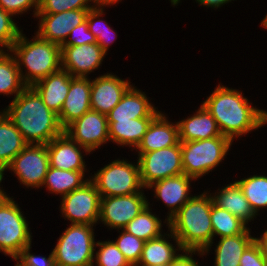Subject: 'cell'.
Masks as SVG:
<instances>
[{
    "instance_id": "47",
    "label": "cell",
    "mask_w": 267,
    "mask_h": 266,
    "mask_svg": "<svg viewBox=\"0 0 267 266\" xmlns=\"http://www.w3.org/2000/svg\"><path fill=\"white\" fill-rule=\"evenodd\" d=\"M260 23H261L260 26H262L264 29L267 30V14H266V16L263 18V20H261Z\"/></svg>"
},
{
    "instance_id": "26",
    "label": "cell",
    "mask_w": 267,
    "mask_h": 266,
    "mask_svg": "<svg viewBox=\"0 0 267 266\" xmlns=\"http://www.w3.org/2000/svg\"><path fill=\"white\" fill-rule=\"evenodd\" d=\"M27 145L12 121L0 111V186L6 168Z\"/></svg>"
},
{
    "instance_id": "8",
    "label": "cell",
    "mask_w": 267,
    "mask_h": 266,
    "mask_svg": "<svg viewBox=\"0 0 267 266\" xmlns=\"http://www.w3.org/2000/svg\"><path fill=\"white\" fill-rule=\"evenodd\" d=\"M90 180L101 197L124 196L144 191L138 160L135 164L127 159H116L97 170Z\"/></svg>"
},
{
    "instance_id": "12",
    "label": "cell",
    "mask_w": 267,
    "mask_h": 266,
    "mask_svg": "<svg viewBox=\"0 0 267 266\" xmlns=\"http://www.w3.org/2000/svg\"><path fill=\"white\" fill-rule=\"evenodd\" d=\"M149 200L144 191L124 196L101 197L98 222L110 230L124 229L145 207Z\"/></svg>"
},
{
    "instance_id": "14",
    "label": "cell",
    "mask_w": 267,
    "mask_h": 266,
    "mask_svg": "<svg viewBox=\"0 0 267 266\" xmlns=\"http://www.w3.org/2000/svg\"><path fill=\"white\" fill-rule=\"evenodd\" d=\"M106 53L97 43L81 46H61V69L73 77L88 78L102 66Z\"/></svg>"
},
{
    "instance_id": "34",
    "label": "cell",
    "mask_w": 267,
    "mask_h": 266,
    "mask_svg": "<svg viewBox=\"0 0 267 266\" xmlns=\"http://www.w3.org/2000/svg\"><path fill=\"white\" fill-rule=\"evenodd\" d=\"M211 223L215 236L229 237L243 233L248 227L236 216L214 204L212 199Z\"/></svg>"
},
{
    "instance_id": "22",
    "label": "cell",
    "mask_w": 267,
    "mask_h": 266,
    "mask_svg": "<svg viewBox=\"0 0 267 266\" xmlns=\"http://www.w3.org/2000/svg\"><path fill=\"white\" fill-rule=\"evenodd\" d=\"M71 74L63 69L35 82L31 87L42 98L43 103L57 115L70 89Z\"/></svg>"
},
{
    "instance_id": "11",
    "label": "cell",
    "mask_w": 267,
    "mask_h": 266,
    "mask_svg": "<svg viewBox=\"0 0 267 266\" xmlns=\"http://www.w3.org/2000/svg\"><path fill=\"white\" fill-rule=\"evenodd\" d=\"M50 167L46 144H28L6 168L26 188H42Z\"/></svg>"
},
{
    "instance_id": "9",
    "label": "cell",
    "mask_w": 267,
    "mask_h": 266,
    "mask_svg": "<svg viewBox=\"0 0 267 266\" xmlns=\"http://www.w3.org/2000/svg\"><path fill=\"white\" fill-rule=\"evenodd\" d=\"M137 160L141 181L146 189L154 182L184 173L181 142L167 148L138 153Z\"/></svg>"
},
{
    "instance_id": "33",
    "label": "cell",
    "mask_w": 267,
    "mask_h": 266,
    "mask_svg": "<svg viewBox=\"0 0 267 266\" xmlns=\"http://www.w3.org/2000/svg\"><path fill=\"white\" fill-rule=\"evenodd\" d=\"M244 196L249 201L250 207L257 216L260 209H267V176L251 175L247 178L236 180Z\"/></svg>"
},
{
    "instance_id": "7",
    "label": "cell",
    "mask_w": 267,
    "mask_h": 266,
    "mask_svg": "<svg viewBox=\"0 0 267 266\" xmlns=\"http://www.w3.org/2000/svg\"><path fill=\"white\" fill-rule=\"evenodd\" d=\"M54 247L56 266H92L95 253L94 225L69 224Z\"/></svg>"
},
{
    "instance_id": "20",
    "label": "cell",
    "mask_w": 267,
    "mask_h": 266,
    "mask_svg": "<svg viewBox=\"0 0 267 266\" xmlns=\"http://www.w3.org/2000/svg\"><path fill=\"white\" fill-rule=\"evenodd\" d=\"M91 78L71 77L70 89L58 115L63 129L91 110Z\"/></svg>"
},
{
    "instance_id": "29",
    "label": "cell",
    "mask_w": 267,
    "mask_h": 266,
    "mask_svg": "<svg viewBox=\"0 0 267 266\" xmlns=\"http://www.w3.org/2000/svg\"><path fill=\"white\" fill-rule=\"evenodd\" d=\"M85 172L90 171H66L49 167L42 187L47 188L49 193L62 197L75 189L81 188L90 180V177H85Z\"/></svg>"
},
{
    "instance_id": "3",
    "label": "cell",
    "mask_w": 267,
    "mask_h": 266,
    "mask_svg": "<svg viewBox=\"0 0 267 266\" xmlns=\"http://www.w3.org/2000/svg\"><path fill=\"white\" fill-rule=\"evenodd\" d=\"M209 192V193H208ZM212 196L210 191L192 196L168 221V229L184 250L210 253L214 243L211 223Z\"/></svg>"
},
{
    "instance_id": "24",
    "label": "cell",
    "mask_w": 267,
    "mask_h": 266,
    "mask_svg": "<svg viewBox=\"0 0 267 266\" xmlns=\"http://www.w3.org/2000/svg\"><path fill=\"white\" fill-rule=\"evenodd\" d=\"M191 116L177 121L180 142L204 140L221 136L216 120L201 104Z\"/></svg>"
},
{
    "instance_id": "44",
    "label": "cell",
    "mask_w": 267,
    "mask_h": 266,
    "mask_svg": "<svg viewBox=\"0 0 267 266\" xmlns=\"http://www.w3.org/2000/svg\"><path fill=\"white\" fill-rule=\"evenodd\" d=\"M196 3H198V5L203 6V7H207V9L213 8V9H218L221 6L225 5V4H229V2L231 1H235V0H195Z\"/></svg>"
},
{
    "instance_id": "48",
    "label": "cell",
    "mask_w": 267,
    "mask_h": 266,
    "mask_svg": "<svg viewBox=\"0 0 267 266\" xmlns=\"http://www.w3.org/2000/svg\"><path fill=\"white\" fill-rule=\"evenodd\" d=\"M170 2H171V6H178L179 5V3H180V0H169Z\"/></svg>"
},
{
    "instance_id": "23",
    "label": "cell",
    "mask_w": 267,
    "mask_h": 266,
    "mask_svg": "<svg viewBox=\"0 0 267 266\" xmlns=\"http://www.w3.org/2000/svg\"><path fill=\"white\" fill-rule=\"evenodd\" d=\"M168 231L158 238L145 242L141 258L136 266H168L180 254L179 251L184 250L175 235L169 229ZM171 239L174 244L170 242Z\"/></svg>"
},
{
    "instance_id": "19",
    "label": "cell",
    "mask_w": 267,
    "mask_h": 266,
    "mask_svg": "<svg viewBox=\"0 0 267 266\" xmlns=\"http://www.w3.org/2000/svg\"><path fill=\"white\" fill-rule=\"evenodd\" d=\"M161 111L155 107L146 93L132 85L120 102L106 115L108 122L137 118H155Z\"/></svg>"
},
{
    "instance_id": "42",
    "label": "cell",
    "mask_w": 267,
    "mask_h": 266,
    "mask_svg": "<svg viewBox=\"0 0 267 266\" xmlns=\"http://www.w3.org/2000/svg\"><path fill=\"white\" fill-rule=\"evenodd\" d=\"M239 266H267L263 260L261 250L255 240L242 254Z\"/></svg>"
},
{
    "instance_id": "45",
    "label": "cell",
    "mask_w": 267,
    "mask_h": 266,
    "mask_svg": "<svg viewBox=\"0 0 267 266\" xmlns=\"http://www.w3.org/2000/svg\"><path fill=\"white\" fill-rule=\"evenodd\" d=\"M254 240L256 241L261 250L263 260L267 264V229L264 233L261 234L260 237H254Z\"/></svg>"
},
{
    "instance_id": "13",
    "label": "cell",
    "mask_w": 267,
    "mask_h": 266,
    "mask_svg": "<svg viewBox=\"0 0 267 266\" xmlns=\"http://www.w3.org/2000/svg\"><path fill=\"white\" fill-rule=\"evenodd\" d=\"M107 116L89 110L69 124L64 132L90 153L110 142Z\"/></svg>"
},
{
    "instance_id": "5",
    "label": "cell",
    "mask_w": 267,
    "mask_h": 266,
    "mask_svg": "<svg viewBox=\"0 0 267 266\" xmlns=\"http://www.w3.org/2000/svg\"><path fill=\"white\" fill-rule=\"evenodd\" d=\"M233 142L221 135L204 140L181 142L184 174L199 180L208 175L228 155Z\"/></svg>"
},
{
    "instance_id": "21",
    "label": "cell",
    "mask_w": 267,
    "mask_h": 266,
    "mask_svg": "<svg viewBox=\"0 0 267 266\" xmlns=\"http://www.w3.org/2000/svg\"><path fill=\"white\" fill-rule=\"evenodd\" d=\"M167 115L160 112L150 123L137 153L151 152L177 145L180 142L178 123L168 121Z\"/></svg>"
},
{
    "instance_id": "15",
    "label": "cell",
    "mask_w": 267,
    "mask_h": 266,
    "mask_svg": "<svg viewBox=\"0 0 267 266\" xmlns=\"http://www.w3.org/2000/svg\"><path fill=\"white\" fill-rule=\"evenodd\" d=\"M90 9H75L61 13H37L38 30L35 33L42 39L62 45L71 30L86 20Z\"/></svg>"
},
{
    "instance_id": "40",
    "label": "cell",
    "mask_w": 267,
    "mask_h": 266,
    "mask_svg": "<svg viewBox=\"0 0 267 266\" xmlns=\"http://www.w3.org/2000/svg\"><path fill=\"white\" fill-rule=\"evenodd\" d=\"M96 43L95 36L89 31L87 19L73 28L61 46H81Z\"/></svg>"
},
{
    "instance_id": "43",
    "label": "cell",
    "mask_w": 267,
    "mask_h": 266,
    "mask_svg": "<svg viewBox=\"0 0 267 266\" xmlns=\"http://www.w3.org/2000/svg\"><path fill=\"white\" fill-rule=\"evenodd\" d=\"M194 255L203 258L202 251L197 250H183L168 266H200L198 261L193 258Z\"/></svg>"
},
{
    "instance_id": "46",
    "label": "cell",
    "mask_w": 267,
    "mask_h": 266,
    "mask_svg": "<svg viewBox=\"0 0 267 266\" xmlns=\"http://www.w3.org/2000/svg\"><path fill=\"white\" fill-rule=\"evenodd\" d=\"M122 0H100L101 3L105 4L107 7H109V5H115L118 2H121Z\"/></svg>"
},
{
    "instance_id": "10",
    "label": "cell",
    "mask_w": 267,
    "mask_h": 266,
    "mask_svg": "<svg viewBox=\"0 0 267 266\" xmlns=\"http://www.w3.org/2000/svg\"><path fill=\"white\" fill-rule=\"evenodd\" d=\"M60 198V213L65 220L71 224H98L101 196L91 180Z\"/></svg>"
},
{
    "instance_id": "2",
    "label": "cell",
    "mask_w": 267,
    "mask_h": 266,
    "mask_svg": "<svg viewBox=\"0 0 267 266\" xmlns=\"http://www.w3.org/2000/svg\"><path fill=\"white\" fill-rule=\"evenodd\" d=\"M1 111L12 121L27 144H48L64 132L58 115L43 103L31 86H27Z\"/></svg>"
},
{
    "instance_id": "35",
    "label": "cell",
    "mask_w": 267,
    "mask_h": 266,
    "mask_svg": "<svg viewBox=\"0 0 267 266\" xmlns=\"http://www.w3.org/2000/svg\"><path fill=\"white\" fill-rule=\"evenodd\" d=\"M96 248L98 250L96 251ZM95 262V263H94ZM132 266L113 240L97 241L92 266Z\"/></svg>"
},
{
    "instance_id": "16",
    "label": "cell",
    "mask_w": 267,
    "mask_h": 266,
    "mask_svg": "<svg viewBox=\"0 0 267 266\" xmlns=\"http://www.w3.org/2000/svg\"><path fill=\"white\" fill-rule=\"evenodd\" d=\"M131 83L111 72L91 80V110L107 115L133 85Z\"/></svg>"
},
{
    "instance_id": "31",
    "label": "cell",
    "mask_w": 267,
    "mask_h": 266,
    "mask_svg": "<svg viewBox=\"0 0 267 266\" xmlns=\"http://www.w3.org/2000/svg\"><path fill=\"white\" fill-rule=\"evenodd\" d=\"M151 211L152 208L148 202V206L132 219L124 230L145 242L161 236L165 233L162 228L164 224L159 216Z\"/></svg>"
},
{
    "instance_id": "27",
    "label": "cell",
    "mask_w": 267,
    "mask_h": 266,
    "mask_svg": "<svg viewBox=\"0 0 267 266\" xmlns=\"http://www.w3.org/2000/svg\"><path fill=\"white\" fill-rule=\"evenodd\" d=\"M154 118H137L108 122L109 140L120 146H129L135 150L143 139Z\"/></svg>"
},
{
    "instance_id": "6",
    "label": "cell",
    "mask_w": 267,
    "mask_h": 266,
    "mask_svg": "<svg viewBox=\"0 0 267 266\" xmlns=\"http://www.w3.org/2000/svg\"><path fill=\"white\" fill-rule=\"evenodd\" d=\"M0 187V253L17 256L26 246L32 244V232L19 204Z\"/></svg>"
},
{
    "instance_id": "4",
    "label": "cell",
    "mask_w": 267,
    "mask_h": 266,
    "mask_svg": "<svg viewBox=\"0 0 267 266\" xmlns=\"http://www.w3.org/2000/svg\"><path fill=\"white\" fill-rule=\"evenodd\" d=\"M9 51L15 57L27 86L61 69V46L40 38L36 33L29 40L21 31Z\"/></svg>"
},
{
    "instance_id": "39",
    "label": "cell",
    "mask_w": 267,
    "mask_h": 266,
    "mask_svg": "<svg viewBox=\"0 0 267 266\" xmlns=\"http://www.w3.org/2000/svg\"><path fill=\"white\" fill-rule=\"evenodd\" d=\"M31 245L21 250L17 256V264L15 266H56L53 251L48 257L35 255V253H31Z\"/></svg>"
},
{
    "instance_id": "18",
    "label": "cell",
    "mask_w": 267,
    "mask_h": 266,
    "mask_svg": "<svg viewBox=\"0 0 267 266\" xmlns=\"http://www.w3.org/2000/svg\"><path fill=\"white\" fill-rule=\"evenodd\" d=\"M46 145L50 167L66 171H87V165L82 154L84 151L88 155L91 153L72 140L65 132Z\"/></svg>"
},
{
    "instance_id": "38",
    "label": "cell",
    "mask_w": 267,
    "mask_h": 266,
    "mask_svg": "<svg viewBox=\"0 0 267 266\" xmlns=\"http://www.w3.org/2000/svg\"><path fill=\"white\" fill-rule=\"evenodd\" d=\"M13 18L10 13L0 7V51H9L23 31Z\"/></svg>"
},
{
    "instance_id": "28",
    "label": "cell",
    "mask_w": 267,
    "mask_h": 266,
    "mask_svg": "<svg viewBox=\"0 0 267 266\" xmlns=\"http://www.w3.org/2000/svg\"><path fill=\"white\" fill-rule=\"evenodd\" d=\"M253 241L249 227L239 235L220 237L214 248V266H239L242 254Z\"/></svg>"
},
{
    "instance_id": "37",
    "label": "cell",
    "mask_w": 267,
    "mask_h": 266,
    "mask_svg": "<svg viewBox=\"0 0 267 266\" xmlns=\"http://www.w3.org/2000/svg\"><path fill=\"white\" fill-rule=\"evenodd\" d=\"M99 1L100 0H38L37 13L55 14L75 9H92Z\"/></svg>"
},
{
    "instance_id": "30",
    "label": "cell",
    "mask_w": 267,
    "mask_h": 266,
    "mask_svg": "<svg viewBox=\"0 0 267 266\" xmlns=\"http://www.w3.org/2000/svg\"><path fill=\"white\" fill-rule=\"evenodd\" d=\"M26 87L15 57L10 51H0V95L14 94L15 99Z\"/></svg>"
},
{
    "instance_id": "25",
    "label": "cell",
    "mask_w": 267,
    "mask_h": 266,
    "mask_svg": "<svg viewBox=\"0 0 267 266\" xmlns=\"http://www.w3.org/2000/svg\"><path fill=\"white\" fill-rule=\"evenodd\" d=\"M222 187L221 189L218 188L217 192L210 193L214 204L227 210L248 226V223L254 221V218L256 219L257 217L251 209L249 201L244 196L241 187L236 181Z\"/></svg>"
},
{
    "instance_id": "36",
    "label": "cell",
    "mask_w": 267,
    "mask_h": 266,
    "mask_svg": "<svg viewBox=\"0 0 267 266\" xmlns=\"http://www.w3.org/2000/svg\"><path fill=\"white\" fill-rule=\"evenodd\" d=\"M119 235L116 240H113L118 249L123 253L127 261L136 266L141 258L142 250L144 248L145 241L135 237L128 233L124 229L118 230Z\"/></svg>"
},
{
    "instance_id": "32",
    "label": "cell",
    "mask_w": 267,
    "mask_h": 266,
    "mask_svg": "<svg viewBox=\"0 0 267 266\" xmlns=\"http://www.w3.org/2000/svg\"><path fill=\"white\" fill-rule=\"evenodd\" d=\"M104 7H106V5L99 1L92 9L89 10L86 19L88 29L95 36L96 43L106 54H108L107 51L111 46L110 44L114 43L113 41L117 40L118 36L116 35L117 32L114 31L111 25H108L106 21H103L104 19H101L103 18L102 15L106 14L104 13Z\"/></svg>"
},
{
    "instance_id": "41",
    "label": "cell",
    "mask_w": 267,
    "mask_h": 266,
    "mask_svg": "<svg viewBox=\"0 0 267 266\" xmlns=\"http://www.w3.org/2000/svg\"><path fill=\"white\" fill-rule=\"evenodd\" d=\"M0 7L12 16L22 15L33 8V16L38 12V0H0Z\"/></svg>"
},
{
    "instance_id": "17",
    "label": "cell",
    "mask_w": 267,
    "mask_h": 266,
    "mask_svg": "<svg viewBox=\"0 0 267 266\" xmlns=\"http://www.w3.org/2000/svg\"><path fill=\"white\" fill-rule=\"evenodd\" d=\"M196 181L186 174L168 177L152 183L147 189H153L154 197L162 200L168 208L167 216L163 223L168 226V221L178 212V210L193 196L189 192L191 182Z\"/></svg>"
},
{
    "instance_id": "1",
    "label": "cell",
    "mask_w": 267,
    "mask_h": 266,
    "mask_svg": "<svg viewBox=\"0 0 267 266\" xmlns=\"http://www.w3.org/2000/svg\"><path fill=\"white\" fill-rule=\"evenodd\" d=\"M201 104L216 120L220 133L232 142L267 124V110L252 105L241 90L221 83Z\"/></svg>"
}]
</instances>
